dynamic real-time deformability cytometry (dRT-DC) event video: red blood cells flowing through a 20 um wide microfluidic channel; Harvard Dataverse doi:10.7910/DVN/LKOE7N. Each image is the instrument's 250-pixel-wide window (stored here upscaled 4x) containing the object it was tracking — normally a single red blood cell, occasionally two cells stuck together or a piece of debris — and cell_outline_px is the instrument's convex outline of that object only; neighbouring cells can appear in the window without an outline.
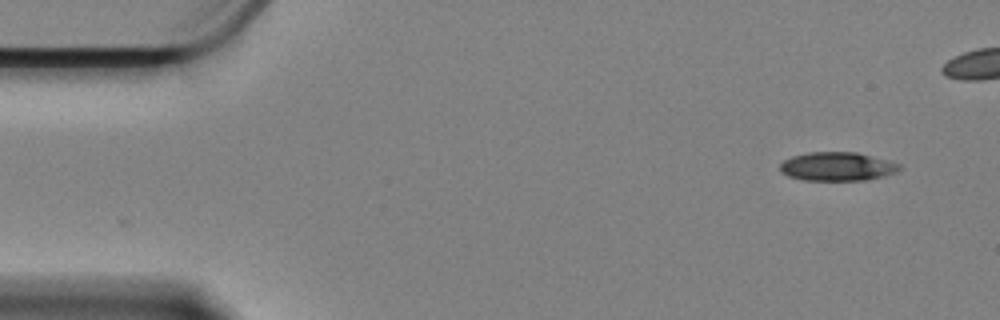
{"species": "Egyptian fruit bat (a non-hibernating species)", "species_latin": "Rousettus aegyptiacus", "temperature_condition": "cold", "stored_images_in_passage": 49, "camera_frame_rate_fps": 3000, "um_per_image_px": 0.085, "animal": {"sex": "female"}, "frame": {"image": 1, "passage_image": 1, "time_ms": 0.0, "image_size_px": [1000, 320], "cell_outline_px": [[900, 168], [896, 172], [884, 176], [864, 180], [804, 180], [788, 176], [780, 172], [780, 164], [784, 160], [792, 156], [808, 152], [856, 152], [888, 160], [900, 164]], "centroid_in_image_um": [71.14, 14.15], "position_along_channel_um": 13.9, "area_um2": 19.94}}
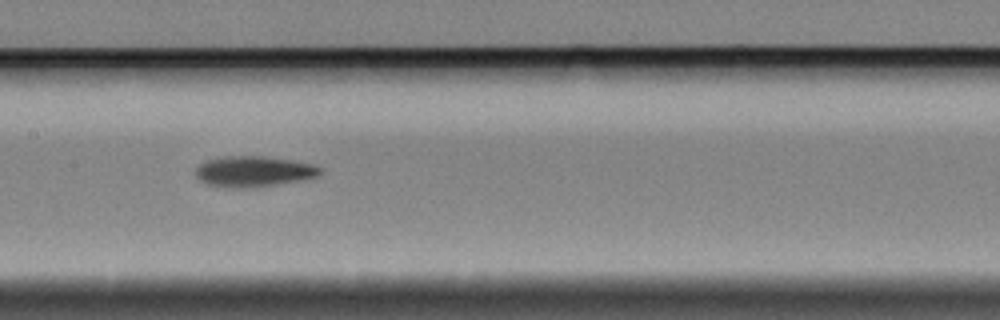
{"frame": {"image": 2, "passage_image": 25, "time_ms": 8.0, "image_size_px": [1000, 320], "cell_outline_px": [[320, 172], [316, 176], [276, 184], [240, 188], [236, 188], [204, 184], [196, 176], [196, 168], [204, 160], [224, 156], [264, 156], [292, 160], [312, 164], [320, 168]], "centroid_in_image_um": [21.47, 14.55], "position_along_channel_um": 185.9, "area_um2": 21.91}}
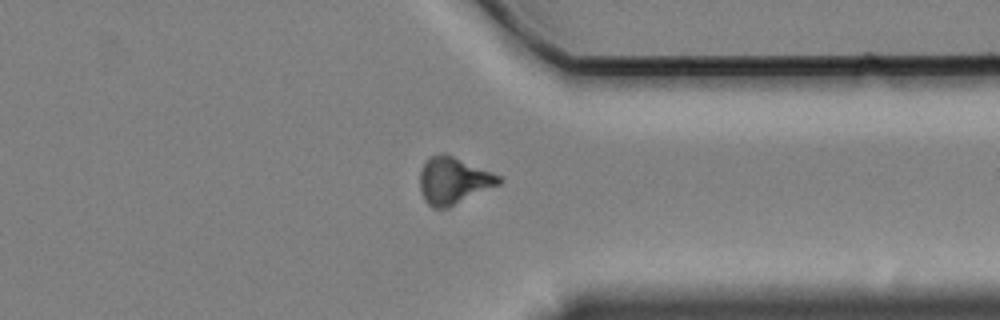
{"frame": {"image": 3, "passage_image": 42, "time_ms": 13.667, "image_size_px": [1000, 320], "cell_outline_px": [[504, 180], [500, 184], [448, 208], [432, 208], [424, 200], [420, 192], [420, 172], [428, 156], [440, 152], [444, 152], [504, 176]], "centroid_in_image_um": [38.56, 15.33], "position_along_channel_um": 372.8, "area_um2": 22.08}, "authors_computed_cell_mechanics": {"area_um2": 21.097, "velocity_mm_per_s": 3.3589, "shape_relaxation_time_tau1_ms": 3.6735, "shape_relaxation_time_tau2_ms": null, "deformation_change_tau1": 0.1392, "deformation_change_tau2": null}}